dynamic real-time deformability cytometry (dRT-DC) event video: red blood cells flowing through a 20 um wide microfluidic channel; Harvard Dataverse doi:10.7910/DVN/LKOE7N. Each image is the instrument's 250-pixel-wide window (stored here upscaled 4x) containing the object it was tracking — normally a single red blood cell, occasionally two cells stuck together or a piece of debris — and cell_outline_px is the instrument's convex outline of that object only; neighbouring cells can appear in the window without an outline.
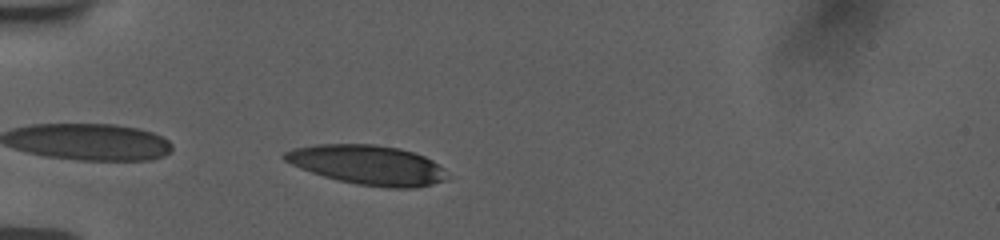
{"species": "human", "species_latin": "Homo sapiens", "temperature_condition": "room temperature", "stored_images_in_passage": 38, "camera_frame_rate_fps": 3000, "um_per_image_px": 0.085, "donor": {"sex": "female"}, "frame": {"image": 1, "passage_image": 2, "time_ms": 0.333, "image_size_px": [1000, 240], "cell_outline_px": [[448, 180], [416, 188], [388, 188], [356, 184], [324, 176], [300, 168], [284, 160], [280, 156], [284, 152], [292, 148], [316, 144], [372, 144], [400, 148], [424, 156], [432, 160], [444, 168]], "centroid_in_image_um": [31.26, 14.02], "position_along_channel_um": 53.7, "area_um2": 37.57}}
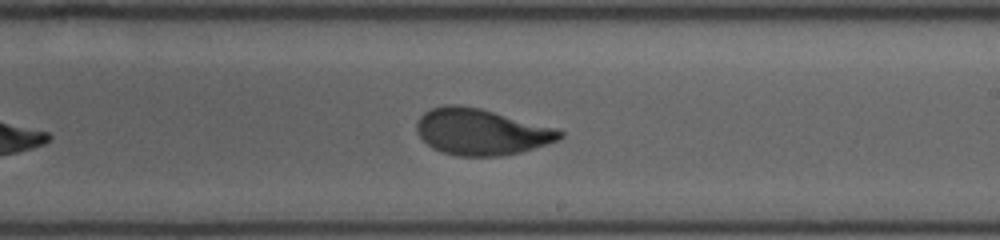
{"frame": {"image": 2, "passage_image": 19, "time_ms": 6.0, "image_size_px": [1000, 240], "cell_outline_px": [[564, 136], [556, 140], [520, 152], [500, 156], [456, 156], [440, 152], [432, 148], [416, 132], [416, 124], [420, 116], [424, 112], [432, 108], [448, 104], [460, 104], [480, 108], [556, 128], [564, 132]], "centroid_in_image_um": [40.86, 11.2], "position_along_channel_um": 248.1, "area_um2": 38.44}}
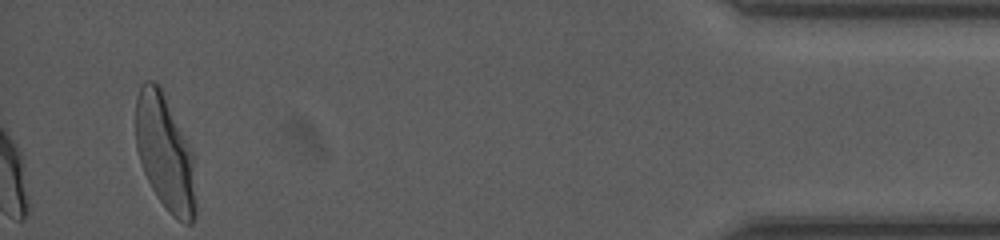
{"frame": {"image": 3, "passage_image": 38, "time_ms": 12.333, "image_size_px": [1000, 240], "cell_outline_px": [[196, 220], [192, 224], [188, 224], [176, 220], [168, 212], [152, 188], [144, 172], [136, 148], [136, 96], [140, 84], [144, 80], [152, 80], [160, 88], [192, 152], [196, 208]], "centroid_in_image_um": [14.02, 13.04], "position_along_channel_um": 421.2, "area_um2": 40.0}, "authors_computed_cell_mechanics": {"area_um2": 38.2058, "velocity_mm_per_s": 3.7588, "shape_relaxation_time_tau1_ms": 3.7527, "shape_relaxation_time_tau2_ms": 0.8097, "deformation_change_tau1": 0.1709, "deformation_change_tau2": 0.066}}